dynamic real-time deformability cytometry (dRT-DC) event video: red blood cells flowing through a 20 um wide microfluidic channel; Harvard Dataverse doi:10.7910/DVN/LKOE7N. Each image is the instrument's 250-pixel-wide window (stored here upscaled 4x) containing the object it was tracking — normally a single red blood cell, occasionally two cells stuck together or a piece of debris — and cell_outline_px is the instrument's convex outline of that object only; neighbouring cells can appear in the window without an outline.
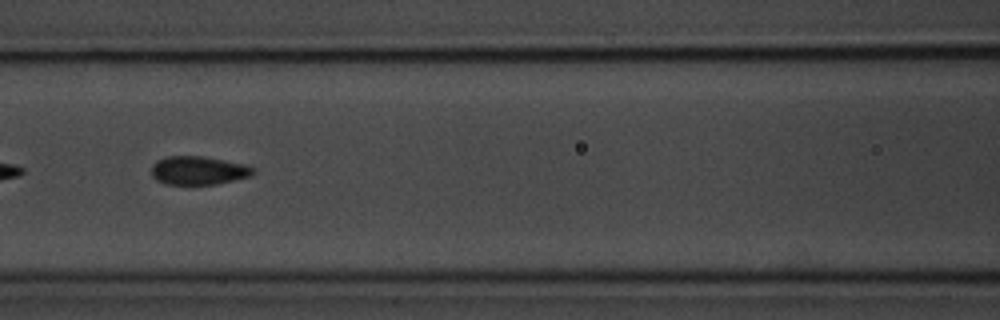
{"species": "common noctule bat (a hibernating species)", "species_latin": "Nyctalus noctula", "temperature_condition": "room temperature", "stored_images_in_passage": 55, "segment_of_instrument_passage": [2, 2], "camera_frame_rate_fps": 3000, "um_per_image_px": 0.085, "animal": {"sex": "male", "body_mass_g": 20.1, "forearm_length_mm": 53.5}, "frame": {"image": 1, "passage_image": 24, "time_ms": 7.667, "image_size_px": [1000, 320], "cell_outline_px": [[256, 172], [252, 176], [216, 184], [164, 184], [156, 180], [152, 176], [152, 164], [156, 160], [168, 156], [204, 156], [244, 164], [256, 168]], "centroid_in_image_um": [16.88, 14.49], "position_along_channel_um": 149.7, "area_um2": 17.05}}
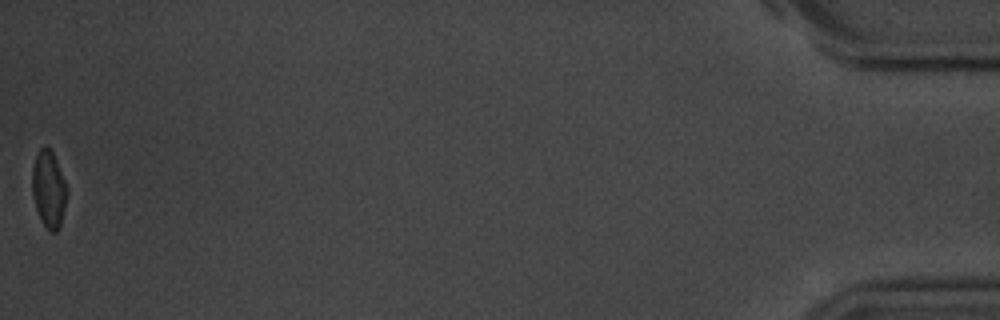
{"frame": {"image": 2, "passage_image": 55, "time_ms": 18.0, "image_size_px": [1000, 320], "cell_outline_px": [[68, 192], [60, 228], [56, 232], [48, 232], [40, 220], [36, 208], [32, 192], [32, 168], [36, 156], [40, 148], [44, 144], [52, 152], [68, 188]], "centroid_in_image_um": [4.14, 16.13], "position_along_channel_um": 431.1, "area_um2": 15.72}}